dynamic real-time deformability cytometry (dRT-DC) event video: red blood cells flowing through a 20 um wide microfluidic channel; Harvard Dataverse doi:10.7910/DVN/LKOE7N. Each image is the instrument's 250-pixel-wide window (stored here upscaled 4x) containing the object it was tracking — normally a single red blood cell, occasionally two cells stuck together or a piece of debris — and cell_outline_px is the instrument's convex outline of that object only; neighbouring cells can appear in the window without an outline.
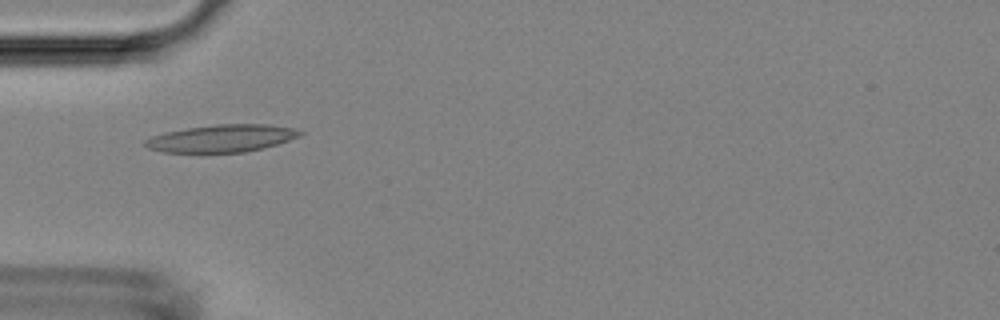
{"species": "Egyptian fruit bat (a non-hibernating species)", "species_latin": "Rousettus aegyptiacus", "temperature_condition": "room temperature", "stored_images_in_passage": 5, "camera_frame_rate_fps": 3000, "um_per_image_px": 0.085, "animal": {"sex": "female"}, "frame": {"image": 1, "passage_image": 2, "time_ms": 1.333, "image_size_px": [1000, 320], "cell_outline_px": [[304, 132], [300, 136], [264, 148], [244, 152], [200, 156], [164, 152], [148, 148], [144, 144], [144, 140], [152, 136], [168, 132], [188, 128], [216, 124], [272, 124], [296, 128]], "centroid_in_image_um": [18.82, 11.81], "position_along_channel_um": 66.2, "area_um2": 25.78}}
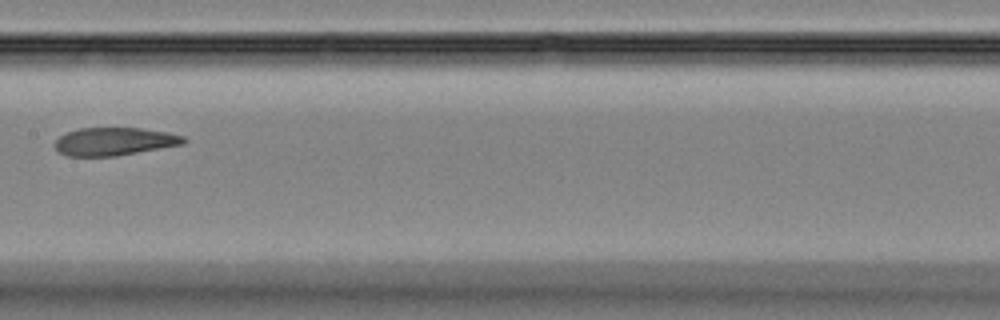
{"frame": {"image": 2, "passage_image": 5, "time_ms": 4.667, "image_size_px": [1000, 320], "cell_outline_px": [[188, 140], [184, 144], [116, 156], [64, 156], [56, 152], [56, 140], [60, 136], [68, 132], [80, 128], [140, 128], [168, 132], [184, 136]], "centroid_in_image_um": [9.73, 12.03], "position_along_channel_um": 197.7, "area_um2": 21.04}}